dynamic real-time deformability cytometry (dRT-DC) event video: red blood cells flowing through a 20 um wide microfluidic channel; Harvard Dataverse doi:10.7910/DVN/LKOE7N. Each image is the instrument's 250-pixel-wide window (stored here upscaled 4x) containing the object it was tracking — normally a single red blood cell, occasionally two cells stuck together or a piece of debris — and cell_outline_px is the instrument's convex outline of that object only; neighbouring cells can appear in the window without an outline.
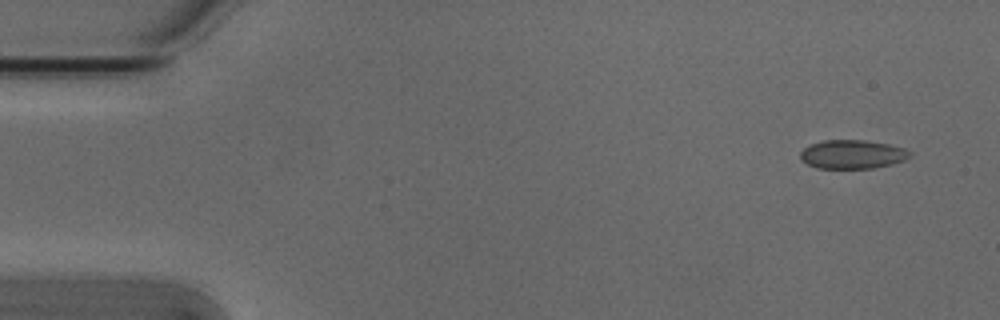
{"species": "Egyptian fruit bat (a non-hibernating species)", "species_latin": "Rousettus aegyptiacus", "temperature_condition": "cold", "stored_images_in_passage": 5, "camera_frame_rate_fps": 3000, "um_per_image_px": 0.085, "animal": {"sex": "male"}, "frame": {"image": 1, "passage_image": 1, "time_ms": 0.0, "image_size_px": [1000, 320], "cell_outline_px": [[912, 156], [904, 160], [892, 164], [872, 168], [816, 168], [800, 160], [800, 152], [808, 144], [824, 140], [864, 140], [888, 144], [904, 148], [912, 152]], "centroid_in_image_um": [72.44, 13.11], "position_along_channel_um": 12.6, "area_um2": 18.5}}
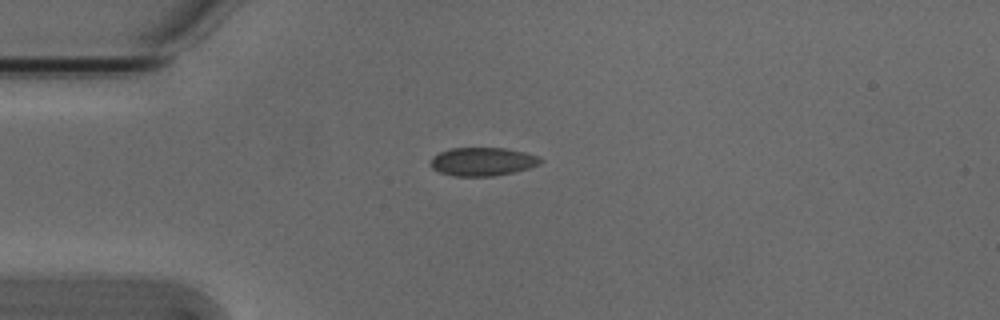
{"frame": {"image": 2, "passage_image": 4, "time_ms": 1.0, "image_size_px": [1000, 320], "cell_outline_px": [[544, 160], [540, 164], [528, 168], [512, 172], [492, 176], [452, 176], [440, 172], [432, 168], [428, 164], [432, 156], [440, 152], [452, 148], [504, 148], [524, 152], [536, 156]], "centroid_in_image_um": [40.97, 13.74], "position_along_channel_um": 44.0, "area_um2": 18.15}}
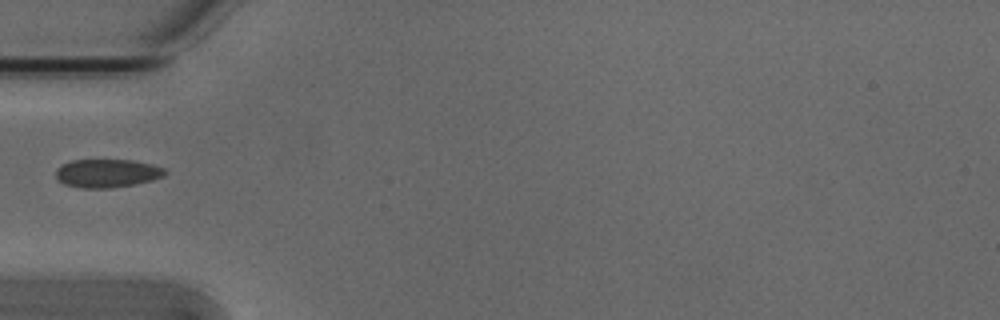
{"frame": {"image": 3, "passage_image": 5, "time_ms": 1.333, "image_size_px": [1000, 320], "cell_outline_px": [[168, 172], [164, 176], [152, 180], [136, 184], [108, 188], [84, 188], [64, 184], [56, 176], [56, 168], [60, 164], [72, 160], [132, 160], [152, 164], [164, 168]], "centroid_in_image_um": [9.11, 14.72], "position_along_channel_um": 75.9, "area_um2": 18.09}}